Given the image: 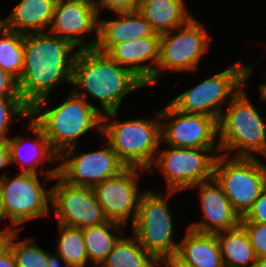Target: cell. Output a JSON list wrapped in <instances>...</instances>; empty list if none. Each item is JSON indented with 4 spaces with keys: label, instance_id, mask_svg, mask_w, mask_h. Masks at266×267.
Returning <instances> with one entry per match:
<instances>
[{
    "label": "cell",
    "instance_id": "cell-1",
    "mask_svg": "<svg viewBox=\"0 0 266 267\" xmlns=\"http://www.w3.org/2000/svg\"><path fill=\"white\" fill-rule=\"evenodd\" d=\"M78 51L71 42L51 33L24 34V64L17 85L22 101L30 109L48 98L61 82L72 84Z\"/></svg>",
    "mask_w": 266,
    "mask_h": 267
},
{
    "label": "cell",
    "instance_id": "cell-2",
    "mask_svg": "<svg viewBox=\"0 0 266 267\" xmlns=\"http://www.w3.org/2000/svg\"><path fill=\"white\" fill-rule=\"evenodd\" d=\"M72 91L87 102L89 94L102 105L101 114L119 111L124 97L132 90L147 87L130 70L119 66L106 53L93 49L79 50L74 57ZM82 87L86 92H80ZM87 94V95H85Z\"/></svg>",
    "mask_w": 266,
    "mask_h": 267
},
{
    "label": "cell",
    "instance_id": "cell-3",
    "mask_svg": "<svg viewBox=\"0 0 266 267\" xmlns=\"http://www.w3.org/2000/svg\"><path fill=\"white\" fill-rule=\"evenodd\" d=\"M46 102L47 98L37 102L30 109V117L43 129L51 148L58 155L78 146L79 138L91 129H98L101 133V110L73 91L55 108H47Z\"/></svg>",
    "mask_w": 266,
    "mask_h": 267
},
{
    "label": "cell",
    "instance_id": "cell-4",
    "mask_svg": "<svg viewBox=\"0 0 266 267\" xmlns=\"http://www.w3.org/2000/svg\"><path fill=\"white\" fill-rule=\"evenodd\" d=\"M118 114L119 111H115L102 115L101 134L106 136L107 143L127 167L152 172L162 140L159 111L153 120L142 118L112 122Z\"/></svg>",
    "mask_w": 266,
    "mask_h": 267
},
{
    "label": "cell",
    "instance_id": "cell-5",
    "mask_svg": "<svg viewBox=\"0 0 266 267\" xmlns=\"http://www.w3.org/2000/svg\"><path fill=\"white\" fill-rule=\"evenodd\" d=\"M218 120L221 152L236 150V158L266 157V124L242 88L228 103Z\"/></svg>",
    "mask_w": 266,
    "mask_h": 267
},
{
    "label": "cell",
    "instance_id": "cell-6",
    "mask_svg": "<svg viewBox=\"0 0 266 267\" xmlns=\"http://www.w3.org/2000/svg\"><path fill=\"white\" fill-rule=\"evenodd\" d=\"M252 67L237 61L222 72L177 95L170 104L179 111L211 116L218 121L224 102L228 96L232 98L246 85L245 81L252 75Z\"/></svg>",
    "mask_w": 266,
    "mask_h": 267
},
{
    "label": "cell",
    "instance_id": "cell-7",
    "mask_svg": "<svg viewBox=\"0 0 266 267\" xmlns=\"http://www.w3.org/2000/svg\"><path fill=\"white\" fill-rule=\"evenodd\" d=\"M227 156V153L217 155L213 177L242 218L266 187V165L257 157L229 159Z\"/></svg>",
    "mask_w": 266,
    "mask_h": 267
},
{
    "label": "cell",
    "instance_id": "cell-8",
    "mask_svg": "<svg viewBox=\"0 0 266 267\" xmlns=\"http://www.w3.org/2000/svg\"><path fill=\"white\" fill-rule=\"evenodd\" d=\"M162 195L153 190L143 192L132 224V235L156 260L176 256L179 246L172 238L173 219Z\"/></svg>",
    "mask_w": 266,
    "mask_h": 267
},
{
    "label": "cell",
    "instance_id": "cell-9",
    "mask_svg": "<svg viewBox=\"0 0 266 267\" xmlns=\"http://www.w3.org/2000/svg\"><path fill=\"white\" fill-rule=\"evenodd\" d=\"M0 189L4 219L9 218L12 224L7 229L20 232L23 227L17 225L49 215L51 188L45 190L38 174L21 172L13 179L3 174Z\"/></svg>",
    "mask_w": 266,
    "mask_h": 267
},
{
    "label": "cell",
    "instance_id": "cell-10",
    "mask_svg": "<svg viewBox=\"0 0 266 267\" xmlns=\"http://www.w3.org/2000/svg\"><path fill=\"white\" fill-rule=\"evenodd\" d=\"M43 173L46 180H57L50 188L58 224L83 229L108 222L93 188L67 183L58 175V166Z\"/></svg>",
    "mask_w": 266,
    "mask_h": 267
},
{
    "label": "cell",
    "instance_id": "cell-11",
    "mask_svg": "<svg viewBox=\"0 0 266 267\" xmlns=\"http://www.w3.org/2000/svg\"><path fill=\"white\" fill-rule=\"evenodd\" d=\"M209 40V32L194 16L171 32L160 35V57L155 83L161 79L163 71L196 70L203 54L209 50Z\"/></svg>",
    "mask_w": 266,
    "mask_h": 267
},
{
    "label": "cell",
    "instance_id": "cell-12",
    "mask_svg": "<svg viewBox=\"0 0 266 267\" xmlns=\"http://www.w3.org/2000/svg\"><path fill=\"white\" fill-rule=\"evenodd\" d=\"M216 148H181L170 146L161 151L152 165H156L167 181V198L180 190H189L213 177ZM209 153V154H208ZM212 153V154H211ZM157 159V160H156Z\"/></svg>",
    "mask_w": 266,
    "mask_h": 267
},
{
    "label": "cell",
    "instance_id": "cell-13",
    "mask_svg": "<svg viewBox=\"0 0 266 267\" xmlns=\"http://www.w3.org/2000/svg\"><path fill=\"white\" fill-rule=\"evenodd\" d=\"M104 148L82 155H75L78 147L64 150L58 161V175L67 183L75 186L91 187L119 175L127 166L106 142Z\"/></svg>",
    "mask_w": 266,
    "mask_h": 267
},
{
    "label": "cell",
    "instance_id": "cell-14",
    "mask_svg": "<svg viewBox=\"0 0 266 267\" xmlns=\"http://www.w3.org/2000/svg\"><path fill=\"white\" fill-rule=\"evenodd\" d=\"M159 114L161 138L169 146L220 149L218 143L215 146V139L218 135V121L215 118L185 113L175 109L170 103L159 110Z\"/></svg>",
    "mask_w": 266,
    "mask_h": 267
},
{
    "label": "cell",
    "instance_id": "cell-15",
    "mask_svg": "<svg viewBox=\"0 0 266 267\" xmlns=\"http://www.w3.org/2000/svg\"><path fill=\"white\" fill-rule=\"evenodd\" d=\"M139 168L127 167L119 175L108 178L93 187L96 198L108 221L126 226L134 224L142 193H139Z\"/></svg>",
    "mask_w": 266,
    "mask_h": 267
},
{
    "label": "cell",
    "instance_id": "cell-16",
    "mask_svg": "<svg viewBox=\"0 0 266 267\" xmlns=\"http://www.w3.org/2000/svg\"><path fill=\"white\" fill-rule=\"evenodd\" d=\"M98 16L93 2L56 0L48 33L71 42L78 50L93 49L98 40ZM90 32H96L95 38L87 43L83 35Z\"/></svg>",
    "mask_w": 266,
    "mask_h": 267
},
{
    "label": "cell",
    "instance_id": "cell-17",
    "mask_svg": "<svg viewBox=\"0 0 266 267\" xmlns=\"http://www.w3.org/2000/svg\"><path fill=\"white\" fill-rule=\"evenodd\" d=\"M203 220L188 227L201 233L216 234L240 225L241 216L234 210L214 177L198 183Z\"/></svg>",
    "mask_w": 266,
    "mask_h": 267
},
{
    "label": "cell",
    "instance_id": "cell-18",
    "mask_svg": "<svg viewBox=\"0 0 266 267\" xmlns=\"http://www.w3.org/2000/svg\"><path fill=\"white\" fill-rule=\"evenodd\" d=\"M106 54L119 66L130 70L146 86L152 85L160 57V35L155 33L152 37L118 43ZM146 61L152 64L143 65Z\"/></svg>",
    "mask_w": 266,
    "mask_h": 267
},
{
    "label": "cell",
    "instance_id": "cell-19",
    "mask_svg": "<svg viewBox=\"0 0 266 267\" xmlns=\"http://www.w3.org/2000/svg\"><path fill=\"white\" fill-rule=\"evenodd\" d=\"M113 20H98V40L95 49L107 53L114 45L125 41L152 37L155 32L146 19L136 10L115 13Z\"/></svg>",
    "mask_w": 266,
    "mask_h": 267
},
{
    "label": "cell",
    "instance_id": "cell-20",
    "mask_svg": "<svg viewBox=\"0 0 266 267\" xmlns=\"http://www.w3.org/2000/svg\"><path fill=\"white\" fill-rule=\"evenodd\" d=\"M29 119L28 131L36 135V140L30 141L26 155V152L22 153L26 148L25 139L19 135L9 138L10 163H20L23 173L37 174V167L42 165V162L58 161L59 155L51 148L43 129L31 117Z\"/></svg>",
    "mask_w": 266,
    "mask_h": 267
},
{
    "label": "cell",
    "instance_id": "cell-21",
    "mask_svg": "<svg viewBox=\"0 0 266 267\" xmlns=\"http://www.w3.org/2000/svg\"><path fill=\"white\" fill-rule=\"evenodd\" d=\"M55 3L56 0H20L1 23L21 34L45 32L51 25Z\"/></svg>",
    "mask_w": 266,
    "mask_h": 267
},
{
    "label": "cell",
    "instance_id": "cell-22",
    "mask_svg": "<svg viewBox=\"0 0 266 267\" xmlns=\"http://www.w3.org/2000/svg\"><path fill=\"white\" fill-rule=\"evenodd\" d=\"M175 257L195 267H224L216 234L197 232L189 227Z\"/></svg>",
    "mask_w": 266,
    "mask_h": 267
},
{
    "label": "cell",
    "instance_id": "cell-23",
    "mask_svg": "<svg viewBox=\"0 0 266 267\" xmlns=\"http://www.w3.org/2000/svg\"><path fill=\"white\" fill-rule=\"evenodd\" d=\"M184 3V0H140L137 11L156 34L162 35L193 17Z\"/></svg>",
    "mask_w": 266,
    "mask_h": 267
},
{
    "label": "cell",
    "instance_id": "cell-24",
    "mask_svg": "<svg viewBox=\"0 0 266 267\" xmlns=\"http://www.w3.org/2000/svg\"><path fill=\"white\" fill-rule=\"evenodd\" d=\"M216 236L224 267H255L257 256L241 225Z\"/></svg>",
    "mask_w": 266,
    "mask_h": 267
},
{
    "label": "cell",
    "instance_id": "cell-25",
    "mask_svg": "<svg viewBox=\"0 0 266 267\" xmlns=\"http://www.w3.org/2000/svg\"><path fill=\"white\" fill-rule=\"evenodd\" d=\"M156 259L135 236L120 237L99 267H156Z\"/></svg>",
    "mask_w": 266,
    "mask_h": 267
},
{
    "label": "cell",
    "instance_id": "cell-26",
    "mask_svg": "<svg viewBox=\"0 0 266 267\" xmlns=\"http://www.w3.org/2000/svg\"><path fill=\"white\" fill-rule=\"evenodd\" d=\"M124 227L114 221H108L98 226H91L82 229L86 252L89 263L100 266L108 254L112 251L113 246L121 237L113 232L120 231ZM114 230V231H113Z\"/></svg>",
    "mask_w": 266,
    "mask_h": 267
},
{
    "label": "cell",
    "instance_id": "cell-27",
    "mask_svg": "<svg viewBox=\"0 0 266 267\" xmlns=\"http://www.w3.org/2000/svg\"><path fill=\"white\" fill-rule=\"evenodd\" d=\"M0 68L17 82L24 64V34L0 24Z\"/></svg>",
    "mask_w": 266,
    "mask_h": 267
},
{
    "label": "cell",
    "instance_id": "cell-28",
    "mask_svg": "<svg viewBox=\"0 0 266 267\" xmlns=\"http://www.w3.org/2000/svg\"><path fill=\"white\" fill-rule=\"evenodd\" d=\"M59 241L57 253L65 260L68 267H86L89 258L82 234V229L58 224Z\"/></svg>",
    "mask_w": 266,
    "mask_h": 267
},
{
    "label": "cell",
    "instance_id": "cell-29",
    "mask_svg": "<svg viewBox=\"0 0 266 267\" xmlns=\"http://www.w3.org/2000/svg\"><path fill=\"white\" fill-rule=\"evenodd\" d=\"M19 231L10 234L7 246L12 250L16 267H48V252L35 244V240L25 238L22 241H15Z\"/></svg>",
    "mask_w": 266,
    "mask_h": 267
},
{
    "label": "cell",
    "instance_id": "cell-30",
    "mask_svg": "<svg viewBox=\"0 0 266 267\" xmlns=\"http://www.w3.org/2000/svg\"><path fill=\"white\" fill-rule=\"evenodd\" d=\"M30 117V108L21 97H0V139H9L6 134L12 117Z\"/></svg>",
    "mask_w": 266,
    "mask_h": 267
},
{
    "label": "cell",
    "instance_id": "cell-31",
    "mask_svg": "<svg viewBox=\"0 0 266 267\" xmlns=\"http://www.w3.org/2000/svg\"><path fill=\"white\" fill-rule=\"evenodd\" d=\"M245 229L257 258L266 256V223L240 222Z\"/></svg>",
    "mask_w": 266,
    "mask_h": 267
},
{
    "label": "cell",
    "instance_id": "cell-32",
    "mask_svg": "<svg viewBox=\"0 0 266 267\" xmlns=\"http://www.w3.org/2000/svg\"><path fill=\"white\" fill-rule=\"evenodd\" d=\"M138 0H94L98 15L100 8L109 9L113 13L132 12L138 9Z\"/></svg>",
    "mask_w": 266,
    "mask_h": 267
},
{
    "label": "cell",
    "instance_id": "cell-33",
    "mask_svg": "<svg viewBox=\"0 0 266 267\" xmlns=\"http://www.w3.org/2000/svg\"><path fill=\"white\" fill-rule=\"evenodd\" d=\"M241 222L266 223V187L254 202V205L241 218Z\"/></svg>",
    "mask_w": 266,
    "mask_h": 267
},
{
    "label": "cell",
    "instance_id": "cell-34",
    "mask_svg": "<svg viewBox=\"0 0 266 267\" xmlns=\"http://www.w3.org/2000/svg\"><path fill=\"white\" fill-rule=\"evenodd\" d=\"M0 97H21L17 81L0 68Z\"/></svg>",
    "mask_w": 266,
    "mask_h": 267
},
{
    "label": "cell",
    "instance_id": "cell-35",
    "mask_svg": "<svg viewBox=\"0 0 266 267\" xmlns=\"http://www.w3.org/2000/svg\"><path fill=\"white\" fill-rule=\"evenodd\" d=\"M10 163V152L8 139H0V169Z\"/></svg>",
    "mask_w": 266,
    "mask_h": 267
},
{
    "label": "cell",
    "instance_id": "cell-36",
    "mask_svg": "<svg viewBox=\"0 0 266 267\" xmlns=\"http://www.w3.org/2000/svg\"><path fill=\"white\" fill-rule=\"evenodd\" d=\"M0 267H16L14 255L8 246L0 252Z\"/></svg>",
    "mask_w": 266,
    "mask_h": 267
},
{
    "label": "cell",
    "instance_id": "cell-37",
    "mask_svg": "<svg viewBox=\"0 0 266 267\" xmlns=\"http://www.w3.org/2000/svg\"><path fill=\"white\" fill-rule=\"evenodd\" d=\"M159 262H162L166 267H187V264L182 263L175 256L157 259L155 265H157Z\"/></svg>",
    "mask_w": 266,
    "mask_h": 267
},
{
    "label": "cell",
    "instance_id": "cell-38",
    "mask_svg": "<svg viewBox=\"0 0 266 267\" xmlns=\"http://www.w3.org/2000/svg\"><path fill=\"white\" fill-rule=\"evenodd\" d=\"M63 263L64 266L60 265L61 262ZM48 267H68L66 264H65V260L58 255L57 252H55L54 254H50L48 253Z\"/></svg>",
    "mask_w": 266,
    "mask_h": 267
},
{
    "label": "cell",
    "instance_id": "cell-39",
    "mask_svg": "<svg viewBox=\"0 0 266 267\" xmlns=\"http://www.w3.org/2000/svg\"><path fill=\"white\" fill-rule=\"evenodd\" d=\"M13 230L5 229L0 231V252L7 246L10 234Z\"/></svg>",
    "mask_w": 266,
    "mask_h": 267
},
{
    "label": "cell",
    "instance_id": "cell-40",
    "mask_svg": "<svg viewBox=\"0 0 266 267\" xmlns=\"http://www.w3.org/2000/svg\"><path fill=\"white\" fill-rule=\"evenodd\" d=\"M259 91H260L261 99L266 101V83L259 85Z\"/></svg>",
    "mask_w": 266,
    "mask_h": 267
},
{
    "label": "cell",
    "instance_id": "cell-41",
    "mask_svg": "<svg viewBox=\"0 0 266 267\" xmlns=\"http://www.w3.org/2000/svg\"><path fill=\"white\" fill-rule=\"evenodd\" d=\"M255 267H266V256L257 258Z\"/></svg>",
    "mask_w": 266,
    "mask_h": 267
},
{
    "label": "cell",
    "instance_id": "cell-42",
    "mask_svg": "<svg viewBox=\"0 0 266 267\" xmlns=\"http://www.w3.org/2000/svg\"><path fill=\"white\" fill-rule=\"evenodd\" d=\"M4 219V210L2 206L1 189H0V220Z\"/></svg>",
    "mask_w": 266,
    "mask_h": 267
}]
</instances>
